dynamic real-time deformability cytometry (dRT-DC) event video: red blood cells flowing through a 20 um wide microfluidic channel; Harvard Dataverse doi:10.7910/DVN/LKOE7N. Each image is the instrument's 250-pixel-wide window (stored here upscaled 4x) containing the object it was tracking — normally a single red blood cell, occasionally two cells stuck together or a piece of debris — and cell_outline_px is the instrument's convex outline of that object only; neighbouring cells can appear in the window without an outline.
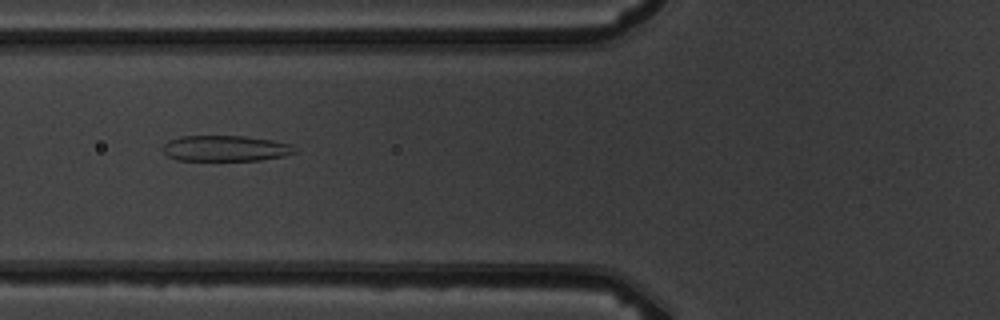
{"species": "common noctule bat (a hibernating species)", "species_latin": "Nyctalus noctula", "temperature_condition": "warm", "stored_images_in_passage": 9, "camera_frame_rate_fps": 3000, "um_per_image_px": 0.085, "animal": {"sex": "male", "body_mass_g": 19.5, "forearm_length_mm": 54.6}, "frame": {"image": 1, "passage_image": 6, "time_ms": 6.667, "image_size_px": [1000, 320], "cell_outline_px": [[300, 152], [284, 156], [260, 160], [176, 160], [168, 156], [164, 152], [164, 144], [168, 140], [180, 136], [244, 136], [272, 140], [292, 144]], "centroid_in_image_um": [19.22, 12.61], "position_along_channel_um": 106.6, "area_um2": 19.94}}
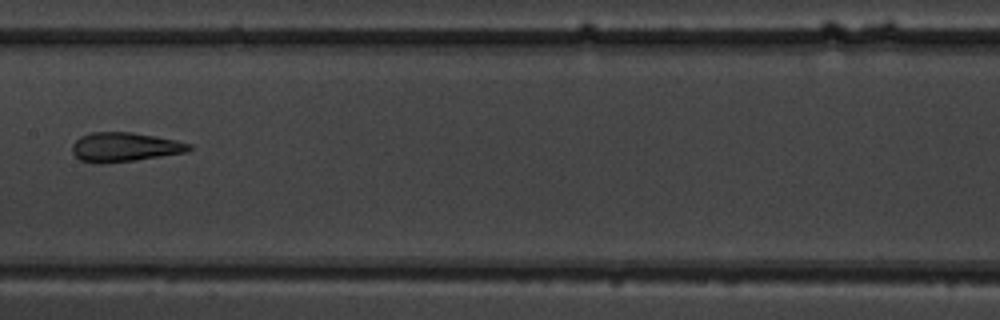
{"frame": {"image": 2, "passage_image": 8, "time_ms": 9.0, "image_size_px": [1000, 320], "cell_outline_px": [[192, 148], [188, 152], [136, 160], [80, 160], [72, 152], [72, 144], [80, 136], [92, 132], [132, 132], [156, 136], [176, 140], [192, 144]], "centroid_in_image_um": [10.67, 12.45], "position_along_channel_um": 196.7, "area_um2": 19.25}}
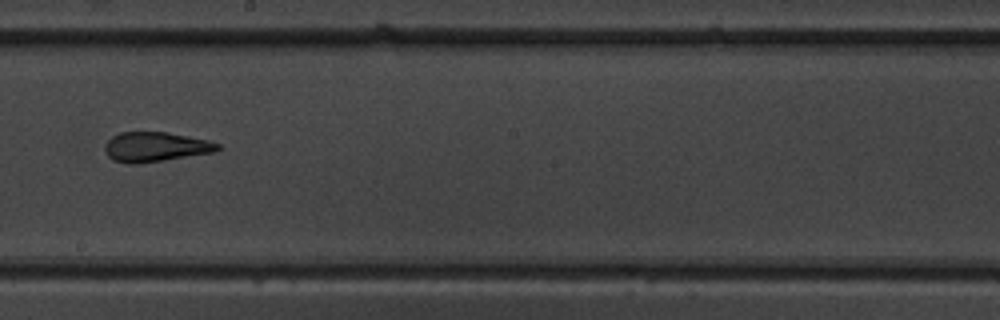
{"frame": {"image": 3, "passage_image": 9, "time_ms": 10.0, "image_size_px": [1000, 320], "cell_outline_px": [[224, 148], [216, 152], [164, 160], [136, 164], [128, 164], [112, 160], [108, 156], [104, 148], [104, 144], [112, 136], [120, 132], [164, 132], [188, 136], [208, 140], [220, 144]], "centroid_in_image_um": [13.23, 12.49], "position_along_channel_um": 235.0, "area_um2": 19.71}}